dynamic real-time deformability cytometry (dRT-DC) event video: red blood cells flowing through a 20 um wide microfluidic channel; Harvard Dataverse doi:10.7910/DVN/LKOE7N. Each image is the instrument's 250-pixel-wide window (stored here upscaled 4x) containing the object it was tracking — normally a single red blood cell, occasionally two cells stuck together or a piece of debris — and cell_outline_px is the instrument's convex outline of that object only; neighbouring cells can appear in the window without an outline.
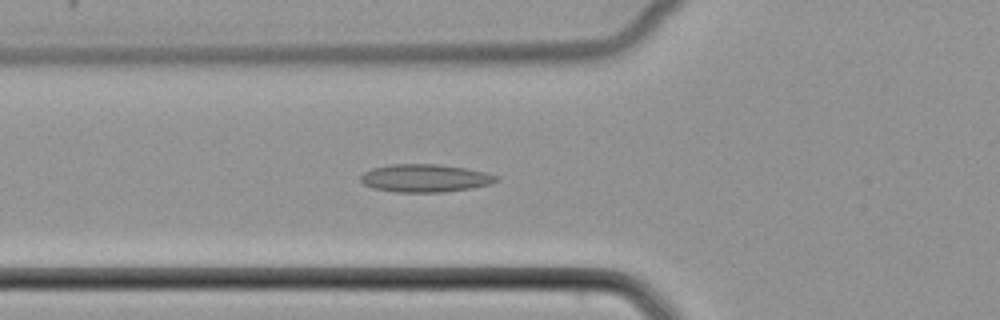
{"species": "common noctule bat (a hibernating species)", "species_latin": "Nyctalus noctula", "temperature_condition": "cold", "stored_images_in_passage": 38, "camera_frame_rate_fps": 3000, "um_per_image_px": 0.085, "animal": {"sex": "female", "body_mass_g": 22.7, "forearm_length_mm": 54.2}, "frame": {"image": 1, "passage_image": 6, "time_ms": 1.667, "image_size_px": [1000, 320], "cell_outline_px": [[500, 180], [492, 184], [472, 188], [444, 192], [396, 192], [372, 188], [364, 184], [360, 180], [360, 176], [364, 172], [372, 168], [388, 164], [436, 164], [468, 168], [500, 176]], "centroid_in_image_um": [36.16, 15.14], "position_along_channel_um": 89.6, "area_um2": 22.31}}
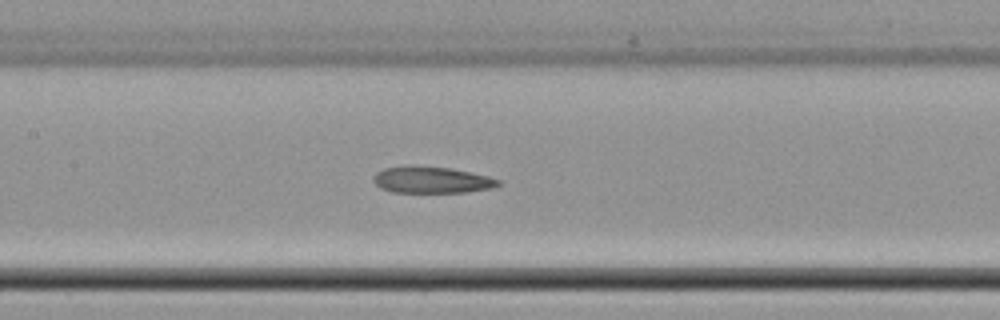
{"frame": {"image": 2, "passage_image": 12, "time_ms": 3.667, "image_size_px": [1000, 320], "cell_outline_px": [[500, 184], [492, 188], [464, 192], [392, 192], [380, 188], [372, 180], [376, 172], [384, 168], [408, 164], [412, 164], [448, 168], [488, 176], [500, 180]], "centroid_in_image_um": [36.63, 15.27], "position_along_channel_um": 170.8, "area_um2": 19.42}}
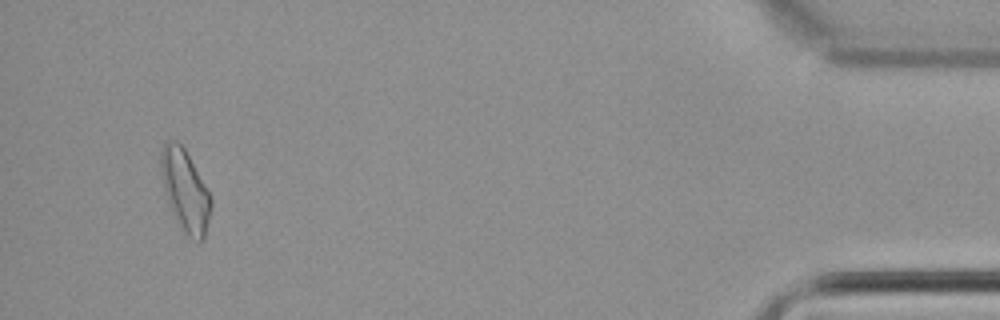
{"frame": {"image": 3, "passage_image": 36, "time_ms": 11.667, "image_size_px": [1000, 320], "cell_outline_px": [[212, 208], [204, 240], [200, 244], [192, 240], [184, 232], [176, 220], [168, 204], [164, 188], [160, 168], [160, 152], [164, 144], [168, 140], [176, 140], [184, 148], [208, 192], [212, 200]], "centroid_in_image_um": [15.74, 16.25], "position_along_channel_um": 419.5, "area_um2": 23.76}}